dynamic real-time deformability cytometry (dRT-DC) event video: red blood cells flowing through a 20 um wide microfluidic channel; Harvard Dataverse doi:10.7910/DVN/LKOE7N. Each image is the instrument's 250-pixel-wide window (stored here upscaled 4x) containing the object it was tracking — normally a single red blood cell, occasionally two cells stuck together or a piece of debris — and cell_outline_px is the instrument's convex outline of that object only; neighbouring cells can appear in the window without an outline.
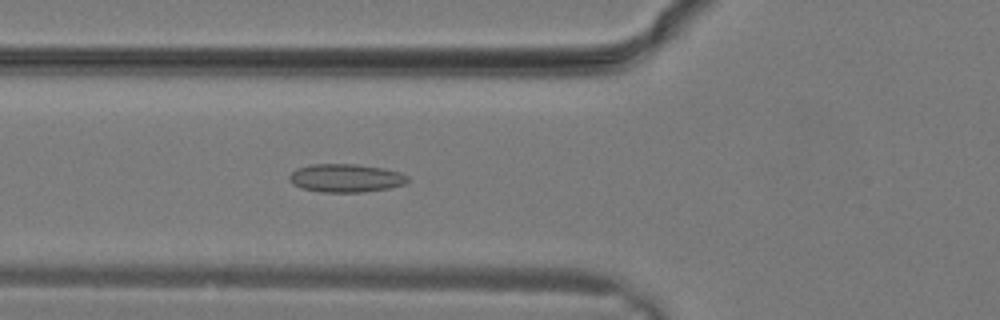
{"species": "common noctule bat (a hibernating species)", "species_latin": "Nyctalus noctula", "temperature_condition": "warm", "stored_images_in_passage": 21, "camera_frame_rate_fps": 3000, "um_per_image_px": 0.085, "animal": {"sex": "male", "body_mass_g": 19.2, "forearm_length_mm": 51.8}, "frame": {"image": 1, "passage_image": 12, "time_ms": 3.667, "image_size_px": [1000, 320], "cell_outline_px": [[408, 180], [404, 184], [388, 188], [364, 192], [320, 192], [300, 188], [292, 184], [288, 180], [288, 176], [296, 168], [312, 164], [356, 164], [384, 168], [400, 172], [408, 176]], "centroid_in_image_um": [29.35, 15.13], "position_along_channel_um": 96.4, "area_um2": 19.65}}
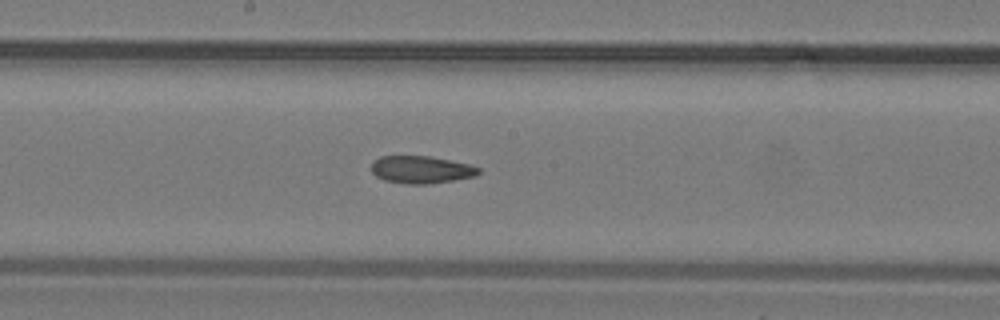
{"frame": {"image": 2, "passage_image": 17, "time_ms": 5.333, "image_size_px": [1000, 320], "cell_outline_px": [[480, 172], [476, 176], [456, 180], [428, 184], [408, 184], [384, 180], [376, 176], [372, 172], [372, 160], [380, 156], [428, 156], [468, 164], [480, 168]], "centroid_in_image_um": [35.79, 14.42], "position_along_channel_um": 212.4, "area_um2": 17.17}}
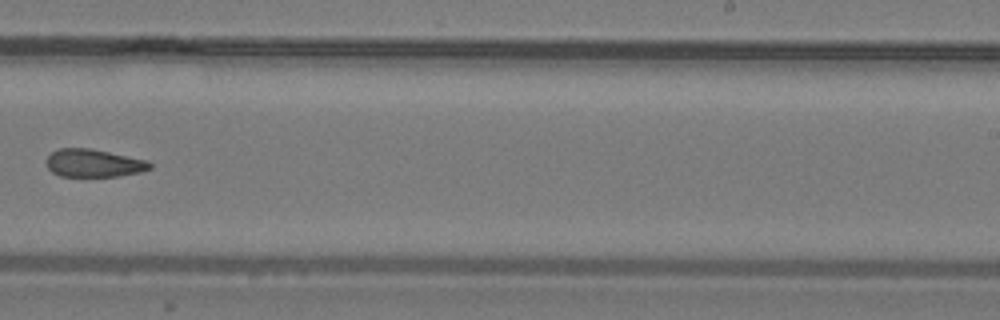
{"frame": {"image": 3, "passage_image": 20, "time_ms": 6.333, "image_size_px": [1000, 320], "cell_outline_px": [[152, 168], [140, 172], [120, 176], [60, 176], [52, 172], [48, 168], [44, 160], [52, 152], [60, 148], [92, 148], [148, 160], [152, 164]], "centroid_in_image_um": [7.97, 13.86], "position_along_channel_um": 281.0, "area_um2": 16.99}}